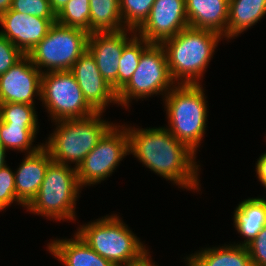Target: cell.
Returning <instances> with one entry per match:
<instances>
[{
    "mask_svg": "<svg viewBox=\"0 0 266 266\" xmlns=\"http://www.w3.org/2000/svg\"><path fill=\"white\" fill-rule=\"evenodd\" d=\"M129 152L144 166L179 188L200 191L196 154L166 127L133 128L127 125Z\"/></svg>",
    "mask_w": 266,
    "mask_h": 266,
    "instance_id": "cell-1",
    "label": "cell"
},
{
    "mask_svg": "<svg viewBox=\"0 0 266 266\" xmlns=\"http://www.w3.org/2000/svg\"><path fill=\"white\" fill-rule=\"evenodd\" d=\"M221 38L224 39L211 30L186 27L163 41L161 45L172 80L177 84H201L200 80Z\"/></svg>",
    "mask_w": 266,
    "mask_h": 266,
    "instance_id": "cell-2",
    "label": "cell"
},
{
    "mask_svg": "<svg viewBox=\"0 0 266 266\" xmlns=\"http://www.w3.org/2000/svg\"><path fill=\"white\" fill-rule=\"evenodd\" d=\"M201 84H175L164 96L167 129L195 154L206 130V95Z\"/></svg>",
    "mask_w": 266,
    "mask_h": 266,
    "instance_id": "cell-3",
    "label": "cell"
},
{
    "mask_svg": "<svg viewBox=\"0 0 266 266\" xmlns=\"http://www.w3.org/2000/svg\"><path fill=\"white\" fill-rule=\"evenodd\" d=\"M117 215L80 225L76 233L100 256L121 266L139 261L149 250Z\"/></svg>",
    "mask_w": 266,
    "mask_h": 266,
    "instance_id": "cell-4",
    "label": "cell"
},
{
    "mask_svg": "<svg viewBox=\"0 0 266 266\" xmlns=\"http://www.w3.org/2000/svg\"><path fill=\"white\" fill-rule=\"evenodd\" d=\"M103 112L83 119L55 121V131L49 135L43 146L54 162L76 169L85 156L98 144L103 135L114 125L103 120Z\"/></svg>",
    "mask_w": 266,
    "mask_h": 266,
    "instance_id": "cell-5",
    "label": "cell"
},
{
    "mask_svg": "<svg viewBox=\"0 0 266 266\" xmlns=\"http://www.w3.org/2000/svg\"><path fill=\"white\" fill-rule=\"evenodd\" d=\"M81 190L77 169L52 161L46 170L37 196L25 209L50 220L75 221L76 201Z\"/></svg>",
    "mask_w": 266,
    "mask_h": 266,
    "instance_id": "cell-6",
    "label": "cell"
},
{
    "mask_svg": "<svg viewBox=\"0 0 266 266\" xmlns=\"http://www.w3.org/2000/svg\"><path fill=\"white\" fill-rule=\"evenodd\" d=\"M88 36L89 33L82 29L55 22L44 39L27 56L42 74L69 71L87 50Z\"/></svg>",
    "mask_w": 266,
    "mask_h": 266,
    "instance_id": "cell-7",
    "label": "cell"
},
{
    "mask_svg": "<svg viewBox=\"0 0 266 266\" xmlns=\"http://www.w3.org/2000/svg\"><path fill=\"white\" fill-rule=\"evenodd\" d=\"M174 84L176 83L171 78L163 46L150 43L143 50L131 79L117 93L118 106L128 109L133 99L138 101L153 95H162L164 98Z\"/></svg>",
    "mask_w": 266,
    "mask_h": 266,
    "instance_id": "cell-8",
    "label": "cell"
},
{
    "mask_svg": "<svg viewBox=\"0 0 266 266\" xmlns=\"http://www.w3.org/2000/svg\"><path fill=\"white\" fill-rule=\"evenodd\" d=\"M41 101L52 122L83 119L96 113L84 99L82 90L70 71L42 74Z\"/></svg>",
    "mask_w": 266,
    "mask_h": 266,
    "instance_id": "cell-9",
    "label": "cell"
},
{
    "mask_svg": "<svg viewBox=\"0 0 266 266\" xmlns=\"http://www.w3.org/2000/svg\"><path fill=\"white\" fill-rule=\"evenodd\" d=\"M129 135L126 125H114L98 144L85 156L77 168V179L82 188L101 183L116 170L129 155Z\"/></svg>",
    "mask_w": 266,
    "mask_h": 266,
    "instance_id": "cell-10",
    "label": "cell"
},
{
    "mask_svg": "<svg viewBox=\"0 0 266 266\" xmlns=\"http://www.w3.org/2000/svg\"><path fill=\"white\" fill-rule=\"evenodd\" d=\"M186 27L185 0H155L148 19L136 34L149 43L161 44Z\"/></svg>",
    "mask_w": 266,
    "mask_h": 266,
    "instance_id": "cell-11",
    "label": "cell"
},
{
    "mask_svg": "<svg viewBox=\"0 0 266 266\" xmlns=\"http://www.w3.org/2000/svg\"><path fill=\"white\" fill-rule=\"evenodd\" d=\"M135 35L136 31L123 29L116 32H94L88 36L87 50L94 57L103 78L116 93H118L119 59L124 46Z\"/></svg>",
    "mask_w": 266,
    "mask_h": 266,
    "instance_id": "cell-12",
    "label": "cell"
},
{
    "mask_svg": "<svg viewBox=\"0 0 266 266\" xmlns=\"http://www.w3.org/2000/svg\"><path fill=\"white\" fill-rule=\"evenodd\" d=\"M41 77V71L24 55L0 76V103L35 105V96L41 100Z\"/></svg>",
    "mask_w": 266,
    "mask_h": 266,
    "instance_id": "cell-13",
    "label": "cell"
},
{
    "mask_svg": "<svg viewBox=\"0 0 266 266\" xmlns=\"http://www.w3.org/2000/svg\"><path fill=\"white\" fill-rule=\"evenodd\" d=\"M56 18H41L9 9L0 15V34L27 55L44 37Z\"/></svg>",
    "mask_w": 266,
    "mask_h": 266,
    "instance_id": "cell-14",
    "label": "cell"
},
{
    "mask_svg": "<svg viewBox=\"0 0 266 266\" xmlns=\"http://www.w3.org/2000/svg\"><path fill=\"white\" fill-rule=\"evenodd\" d=\"M73 75L84 99L96 111L104 112L110 103L117 104V93L101 75L92 54L86 50L69 70Z\"/></svg>",
    "mask_w": 266,
    "mask_h": 266,
    "instance_id": "cell-15",
    "label": "cell"
},
{
    "mask_svg": "<svg viewBox=\"0 0 266 266\" xmlns=\"http://www.w3.org/2000/svg\"><path fill=\"white\" fill-rule=\"evenodd\" d=\"M25 155L14 175L17 199L27 207L37 196L46 170L53 160L43 145L36 152Z\"/></svg>",
    "mask_w": 266,
    "mask_h": 266,
    "instance_id": "cell-16",
    "label": "cell"
},
{
    "mask_svg": "<svg viewBox=\"0 0 266 266\" xmlns=\"http://www.w3.org/2000/svg\"><path fill=\"white\" fill-rule=\"evenodd\" d=\"M189 27L207 29L227 38L229 0H185Z\"/></svg>",
    "mask_w": 266,
    "mask_h": 266,
    "instance_id": "cell-17",
    "label": "cell"
},
{
    "mask_svg": "<svg viewBox=\"0 0 266 266\" xmlns=\"http://www.w3.org/2000/svg\"><path fill=\"white\" fill-rule=\"evenodd\" d=\"M46 248L64 266H115L94 251L77 233L71 239L55 238Z\"/></svg>",
    "mask_w": 266,
    "mask_h": 266,
    "instance_id": "cell-18",
    "label": "cell"
},
{
    "mask_svg": "<svg viewBox=\"0 0 266 266\" xmlns=\"http://www.w3.org/2000/svg\"><path fill=\"white\" fill-rule=\"evenodd\" d=\"M233 225L240 236L245 238L239 245H248L266 225V198L244 199L234 210Z\"/></svg>",
    "mask_w": 266,
    "mask_h": 266,
    "instance_id": "cell-19",
    "label": "cell"
},
{
    "mask_svg": "<svg viewBox=\"0 0 266 266\" xmlns=\"http://www.w3.org/2000/svg\"><path fill=\"white\" fill-rule=\"evenodd\" d=\"M188 259L190 266H253L247 247L235 242L202 248L189 255Z\"/></svg>",
    "mask_w": 266,
    "mask_h": 266,
    "instance_id": "cell-20",
    "label": "cell"
},
{
    "mask_svg": "<svg viewBox=\"0 0 266 266\" xmlns=\"http://www.w3.org/2000/svg\"><path fill=\"white\" fill-rule=\"evenodd\" d=\"M266 15V0H229L227 39L251 28Z\"/></svg>",
    "mask_w": 266,
    "mask_h": 266,
    "instance_id": "cell-21",
    "label": "cell"
},
{
    "mask_svg": "<svg viewBox=\"0 0 266 266\" xmlns=\"http://www.w3.org/2000/svg\"><path fill=\"white\" fill-rule=\"evenodd\" d=\"M123 29L119 0H90V34Z\"/></svg>",
    "mask_w": 266,
    "mask_h": 266,
    "instance_id": "cell-22",
    "label": "cell"
},
{
    "mask_svg": "<svg viewBox=\"0 0 266 266\" xmlns=\"http://www.w3.org/2000/svg\"><path fill=\"white\" fill-rule=\"evenodd\" d=\"M39 126L6 125L0 120V136L2 145L9 149L31 154L36 152L44 143L33 146Z\"/></svg>",
    "mask_w": 266,
    "mask_h": 266,
    "instance_id": "cell-23",
    "label": "cell"
},
{
    "mask_svg": "<svg viewBox=\"0 0 266 266\" xmlns=\"http://www.w3.org/2000/svg\"><path fill=\"white\" fill-rule=\"evenodd\" d=\"M150 43L137 34L124 46L118 69V92L129 82L137 69L143 50Z\"/></svg>",
    "mask_w": 266,
    "mask_h": 266,
    "instance_id": "cell-24",
    "label": "cell"
},
{
    "mask_svg": "<svg viewBox=\"0 0 266 266\" xmlns=\"http://www.w3.org/2000/svg\"><path fill=\"white\" fill-rule=\"evenodd\" d=\"M56 22L90 34V0H69L56 14Z\"/></svg>",
    "mask_w": 266,
    "mask_h": 266,
    "instance_id": "cell-25",
    "label": "cell"
},
{
    "mask_svg": "<svg viewBox=\"0 0 266 266\" xmlns=\"http://www.w3.org/2000/svg\"><path fill=\"white\" fill-rule=\"evenodd\" d=\"M155 0H119L122 22L126 29L137 31L148 19Z\"/></svg>",
    "mask_w": 266,
    "mask_h": 266,
    "instance_id": "cell-26",
    "label": "cell"
},
{
    "mask_svg": "<svg viewBox=\"0 0 266 266\" xmlns=\"http://www.w3.org/2000/svg\"><path fill=\"white\" fill-rule=\"evenodd\" d=\"M35 105L0 103V120L6 125L38 126Z\"/></svg>",
    "mask_w": 266,
    "mask_h": 266,
    "instance_id": "cell-27",
    "label": "cell"
},
{
    "mask_svg": "<svg viewBox=\"0 0 266 266\" xmlns=\"http://www.w3.org/2000/svg\"><path fill=\"white\" fill-rule=\"evenodd\" d=\"M14 202L25 208L16 196L14 172L6 165L0 169V212L11 206Z\"/></svg>",
    "mask_w": 266,
    "mask_h": 266,
    "instance_id": "cell-28",
    "label": "cell"
},
{
    "mask_svg": "<svg viewBox=\"0 0 266 266\" xmlns=\"http://www.w3.org/2000/svg\"><path fill=\"white\" fill-rule=\"evenodd\" d=\"M10 9L41 18H56L49 0H12Z\"/></svg>",
    "mask_w": 266,
    "mask_h": 266,
    "instance_id": "cell-29",
    "label": "cell"
},
{
    "mask_svg": "<svg viewBox=\"0 0 266 266\" xmlns=\"http://www.w3.org/2000/svg\"><path fill=\"white\" fill-rule=\"evenodd\" d=\"M24 54L0 34V76L16 64Z\"/></svg>",
    "mask_w": 266,
    "mask_h": 266,
    "instance_id": "cell-30",
    "label": "cell"
},
{
    "mask_svg": "<svg viewBox=\"0 0 266 266\" xmlns=\"http://www.w3.org/2000/svg\"><path fill=\"white\" fill-rule=\"evenodd\" d=\"M246 247L253 266H266V225Z\"/></svg>",
    "mask_w": 266,
    "mask_h": 266,
    "instance_id": "cell-31",
    "label": "cell"
},
{
    "mask_svg": "<svg viewBox=\"0 0 266 266\" xmlns=\"http://www.w3.org/2000/svg\"><path fill=\"white\" fill-rule=\"evenodd\" d=\"M256 162V176L266 190V152L262 153Z\"/></svg>",
    "mask_w": 266,
    "mask_h": 266,
    "instance_id": "cell-32",
    "label": "cell"
},
{
    "mask_svg": "<svg viewBox=\"0 0 266 266\" xmlns=\"http://www.w3.org/2000/svg\"><path fill=\"white\" fill-rule=\"evenodd\" d=\"M149 253L150 252H148L142 259L137 262L121 266H155V262L152 261L151 255Z\"/></svg>",
    "mask_w": 266,
    "mask_h": 266,
    "instance_id": "cell-33",
    "label": "cell"
},
{
    "mask_svg": "<svg viewBox=\"0 0 266 266\" xmlns=\"http://www.w3.org/2000/svg\"><path fill=\"white\" fill-rule=\"evenodd\" d=\"M69 0H49L51 9L57 14Z\"/></svg>",
    "mask_w": 266,
    "mask_h": 266,
    "instance_id": "cell-34",
    "label": "cell"
},
{
    "mask_svg": "<svg viewBox=\"0 0 266 266\" xmlns=\"http://www.w3.org/2000/svg\"><path fill=\"white\" fill-rule=\"evenodd\" d=\"M12 0H0V15L11 8Z\"/></svg>",
    "mask_w": 266,
    "mask_h": 266,
    "instance_id": "cell-35",
    "label": "cell"
},
{
    "mask_svg": "<svg viewBox=\"0 0 266 266\" xmlns=\"http://www.w3.org/2000/svg\"><path fill=\"white\" fill-rule=\"evenodd\" d=\"M6 148L3 145H0V169L6 166Z\"/></svg>",
    "mask_w": 266,
    "mask_h": 266,
    "instance_id": "cell-36",
    "label": "cell"
},
{
    "mask_svg": "<svg viewBox=\"0 0 266 266\" xmlns=\"http://www.w3.org/2000/svg\"><path fill=\"white\" fill-rule=\"evenodd\" d=\"M184 259H185V260H184V261H185V263H187V264H186V266H190V262H189V259H188V257H186V258L184 257Z\"/></svg>",
    "mask_w": 266,
    "mask_h": 266,
    "instance_id": "cell-37",
    "label": "cell"
}]
</instances>
